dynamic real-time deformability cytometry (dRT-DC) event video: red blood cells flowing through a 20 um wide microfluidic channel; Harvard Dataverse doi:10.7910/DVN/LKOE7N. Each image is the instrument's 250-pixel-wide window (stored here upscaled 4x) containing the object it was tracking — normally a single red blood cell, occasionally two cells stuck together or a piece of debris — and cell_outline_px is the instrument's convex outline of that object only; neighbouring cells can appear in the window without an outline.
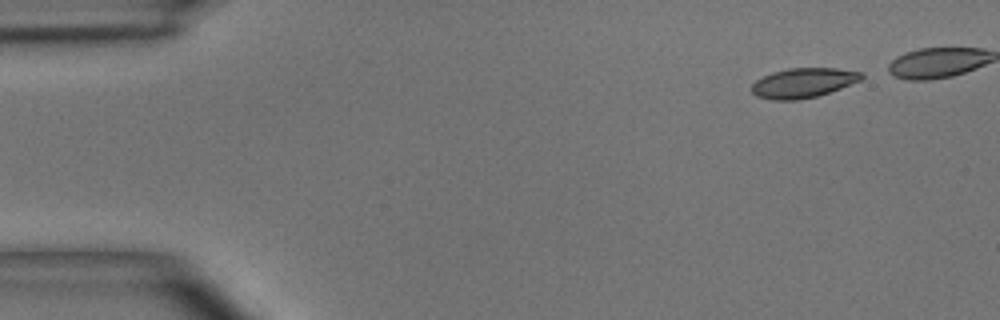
{"species": "common noctule bat (a hibernating species)", "species_latin": "Nyctalus noctula", "temperature_condition": "room temperature", "stored_images_in_passage": 6, "camera_frame_rate_fps": 3000, "um_per_image_px": 0.085, "animal": {"sex": "male", "body_mass_g": 15.6}, "frame": {"image": 1, "passage_image": 1, "time_ms": 0.0, "image_size_px": [1000, 320], "cell_outline_px": [[864, 76], [860, 80], [840, 88], [816, 96], [796, 100], [772, 100], [756, 96], [752, 92], [752, 84], [756, 80], [772, 72], [788, 68], [836, 68], [864, 72]], "centroid_in_image_um": [68.27, 7.03], "position_along_channel_um": 16.7, "area_um2": 18.9}}